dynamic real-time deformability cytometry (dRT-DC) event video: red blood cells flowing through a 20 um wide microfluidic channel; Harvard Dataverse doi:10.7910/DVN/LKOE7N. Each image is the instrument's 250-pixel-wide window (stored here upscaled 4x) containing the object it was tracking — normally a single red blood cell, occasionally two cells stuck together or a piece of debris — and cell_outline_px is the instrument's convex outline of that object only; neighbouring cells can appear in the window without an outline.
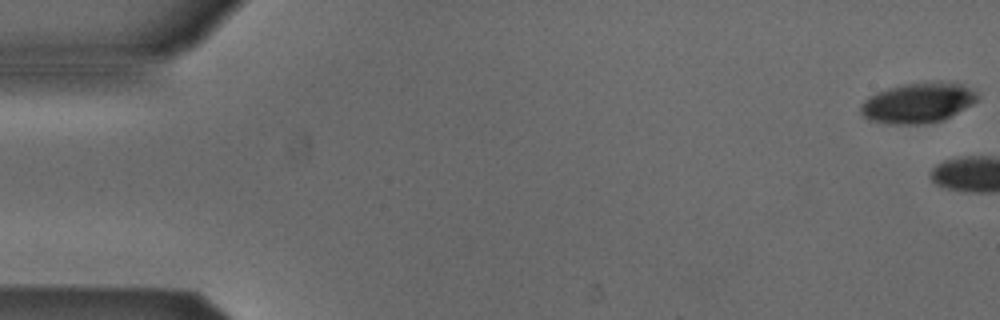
{"species": "Egyptian fruit bat (a non-hibernating species)", "species_latin": "Rousettus aegyptiacus", "temperature_condition": "cold", "stored_images_in_passage": 4, "camera_frame_rate_fps": 3000, "um_per_image_px": 0.085, "animal": {"sex": "male"}, "frame": {"image": 1, "passage_image": 1, "time_ms": 0.0, "image_size_px": [1000, 320], "cell_outline_px": [[980, 96], [972, 104], [940, 120], [920, 124], [896, 124], [872, 120], [864, 116], [860, 112], [860, 104], [868, 96], [876, 92], [888, 88], [904, 84], [940, 80], [964, 84], [976, 92]], "centroid_in_image_um": [78.02, 8.7], "position_along_channel_um": 7.0, "area_um2": 27.22}}